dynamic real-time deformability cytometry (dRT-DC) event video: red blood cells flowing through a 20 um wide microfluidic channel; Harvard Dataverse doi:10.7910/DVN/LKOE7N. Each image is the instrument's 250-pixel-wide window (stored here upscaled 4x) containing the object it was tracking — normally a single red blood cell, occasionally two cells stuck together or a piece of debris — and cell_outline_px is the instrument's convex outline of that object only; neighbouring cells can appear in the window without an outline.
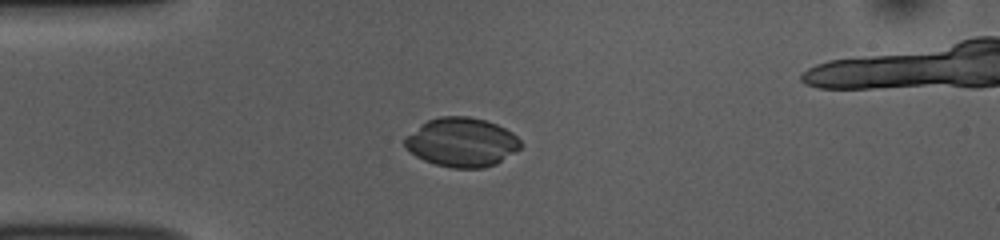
{"species": "common noctule bat (a hibernating species)", "species_latin": "Nyctalus noctula", "temperature_condition": "room temperature", "stored_images_in_passage": 39, "camera_frame_rate_fps": 3000, "um_per_image_px": 0.085, "animal": {"sex": "female", "body_mass_g": 10.0, "forearm_length_mm": 53.1}, "frame": {"image": 1, "passage_image": 2, "time_ms": 0.333, "image_size_px": [1000, 240], "cell_outline_px": [[524, 144], [516, 152], [496, 164], [484, 168], [452, 168], [436, 164], [424, 160], [416, 156], [404, 144], [404, 140], [420, 124], [428, 120], [440, 116], [468, 116], [484, 120], [496, 124], [512, 132]], "centroid_in_image_um": [39.29, 12.09], "position_along_channel_um": 45.7, "area_um2": 33.0}}
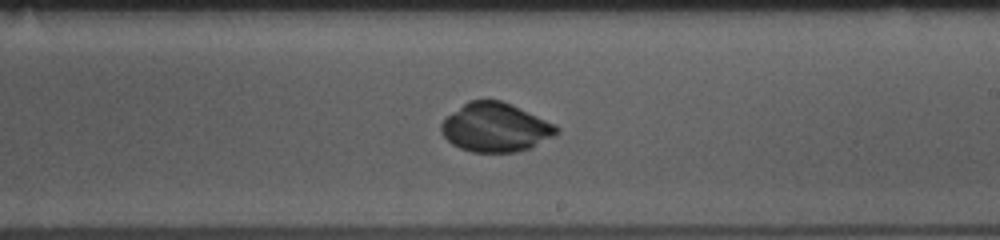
{"frame": {"image": 2, "passage_image": 19, "time_ms": 6.0, "image_size_px": [1000, 240], "cell_outline_px": [[560, 132], [556, 136], [528, 148], [516, 152], [472, 152], [460, 148], [452, 144], [440, 132], [440, 124], [448, 116], [468, 100], [500, 100], [556, 124], [560, 128]], "centroid_in_image_um": [42.13, 10.84], "position_along_channel_um": 246.9, "area_um2": 32.71}}
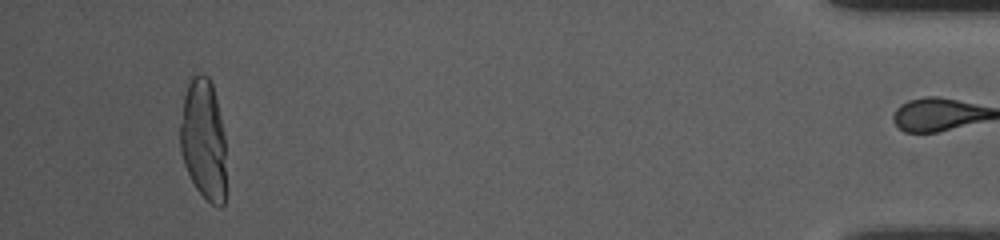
{"frame": {"image": 3, "passage_image": 38, "time_ms": 12.333, "image_size_px": [1000, 240], "cell_outline_px": [[228, 192], [224, 204], [220, 208], [212, 204], [196, 188], [184, 164], [180, 148], [180, 124], [184, 96], [188, 84], [192, 76], [208, 76], [212, 84], [220, 116], [224, 136], [228, 188]], "centroid_in_image_um": [17.34, 11.98], "position_along_channel_um": 417.9, "area_um2": 32.71}}